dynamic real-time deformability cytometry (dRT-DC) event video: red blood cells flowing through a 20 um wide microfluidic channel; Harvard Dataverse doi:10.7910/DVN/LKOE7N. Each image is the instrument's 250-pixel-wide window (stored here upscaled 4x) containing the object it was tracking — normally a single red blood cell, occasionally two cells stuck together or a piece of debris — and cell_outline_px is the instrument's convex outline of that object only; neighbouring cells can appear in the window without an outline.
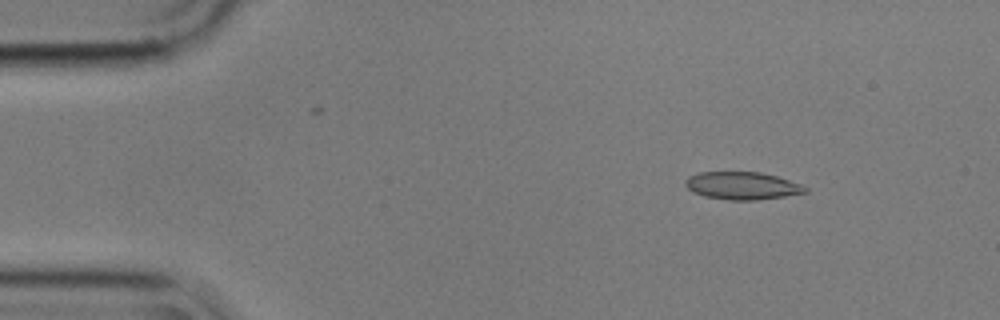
{"species": "common noctule bat (a hibernating species)", "species_latin": "Nyctalus noctula", "temperature_condition": "cold", "stored_images_in_passage": 3, "camera_frame_rate_fps": 3000, "um_per_image_px": 0.085, "animal": {"sex": "male", "body_mass_g": 17.9}, "frame": {"image": 1, "passage_image": 1, "time_ms": 0.0, "image_size_px": [1000, 320], "cell_outline_px": [[808, 192], [784, 196], [756, 200], [728, 200], [704, 196], [692, 192], [684, 184], [684, 180], [688, 176], [700, 172], [760, 172], [776, 176], [800, 184], [808, 188]], "centroid_in_image_um": [63.05, 15.78], "position_along_channel_um": 21.9, "area_um2": 19.31}}